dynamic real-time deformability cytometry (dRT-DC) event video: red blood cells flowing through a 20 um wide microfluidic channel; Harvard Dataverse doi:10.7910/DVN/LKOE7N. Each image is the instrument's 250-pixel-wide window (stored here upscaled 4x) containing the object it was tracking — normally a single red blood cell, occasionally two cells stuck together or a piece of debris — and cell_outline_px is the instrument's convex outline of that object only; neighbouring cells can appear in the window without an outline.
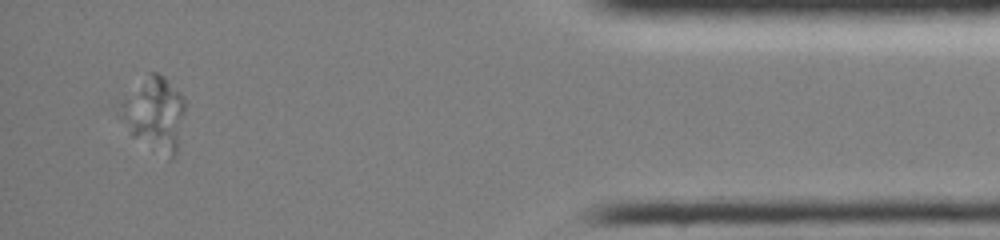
{"species": "common noctule bat (a hibernating species)", "species_latin": "Nyctalus noctula", "temperature_condition": "room temperature", "stored_images_in_passage": 48, "segment_of_instrument_passage": [3, 3], "camera_frame_rate_fps": 3000, "um_per_image_px": 0.085, "animal": {"sex": "female", "body_mass_g": 19.0, "forearm_length_mm": 51.5}, "frame": {"image": 1, "passage_image": 45, "time_ms": 14.667, "image_size_px": [1000, 240], "cell_outline_px": [[184, 112], [176, 156], [172, 160], [168, 160], [132, 136], [112, 104], [152, 72], [156, 72], [164, 76], [184, 100]], "centroid_in_image_um": [13.05, 9.71], "position_along_channel_um": 422.1, "area_um2": 28.26}}